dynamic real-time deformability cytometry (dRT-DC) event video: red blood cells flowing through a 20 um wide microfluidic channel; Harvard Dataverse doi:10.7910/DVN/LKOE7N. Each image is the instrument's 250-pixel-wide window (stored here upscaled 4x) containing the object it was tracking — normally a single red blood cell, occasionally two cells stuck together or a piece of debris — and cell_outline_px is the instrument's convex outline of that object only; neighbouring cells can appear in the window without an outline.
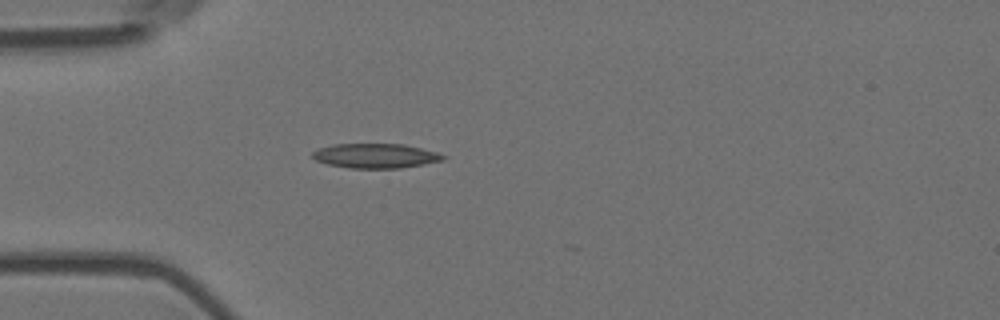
{"species": "Egyptian fruit bat (a non-hibernating species)", "species_latin": "Rousettus aegyptiacus", "temperature_condition": "room temperature", "stored_images_in_passage": 4, "camera_frame_rate_fps": 3000, "um_per_image_px": 0.085, "animal": {"sex": "female"}, "frame": {"image": 1, "passage_image": 4, "time_ms": 1.0, "image_size_px": [1000, 320], "cell_outline_px": [[448, 156], [444, 160], [424, 164], [400, 168], [348, 168], [328, 164], [316, 160], [312, 156], [312, 152], [316, 148], [332, 144], [404, 144], [436, 152]], "centroid_in_image_um": [31.9, 13.24], "position_along_channel_um": 53.1, "area_um2": 18.79}}